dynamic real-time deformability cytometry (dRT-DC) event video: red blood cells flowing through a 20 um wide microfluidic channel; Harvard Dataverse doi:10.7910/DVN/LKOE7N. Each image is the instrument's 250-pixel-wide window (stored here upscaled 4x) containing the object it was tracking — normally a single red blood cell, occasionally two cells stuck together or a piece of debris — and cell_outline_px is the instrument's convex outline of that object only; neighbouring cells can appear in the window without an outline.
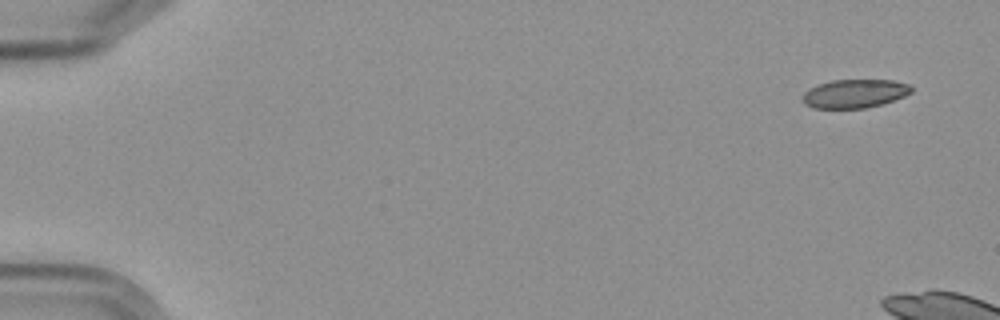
{"species": "Egyptian fruit bat (a non-hibernating species)", "species_latin": "Rousettus aegyptiacus", "temperature_condition": "cold", "stored_images_in_passage": 4, "camera_frame_rate_fps": 3000, "um_per_image_px": 0.085, "frame": {"image": 1, "passage_image": 1, "time_ms": 0.0, "image_size_px": [1000, 320], "cell_outline_px": [[912, 92], [904, 96], [880, 104], [864, 108], [812, 108], [804, 104], [804, 92], [808, 88], [832, 80], [892, 80], [908, 84], [912, 88]], "centroid_in_image_um": [72.63, 7.95], "position_along_channel_um": 12.4, "area_um2": 17.92}}